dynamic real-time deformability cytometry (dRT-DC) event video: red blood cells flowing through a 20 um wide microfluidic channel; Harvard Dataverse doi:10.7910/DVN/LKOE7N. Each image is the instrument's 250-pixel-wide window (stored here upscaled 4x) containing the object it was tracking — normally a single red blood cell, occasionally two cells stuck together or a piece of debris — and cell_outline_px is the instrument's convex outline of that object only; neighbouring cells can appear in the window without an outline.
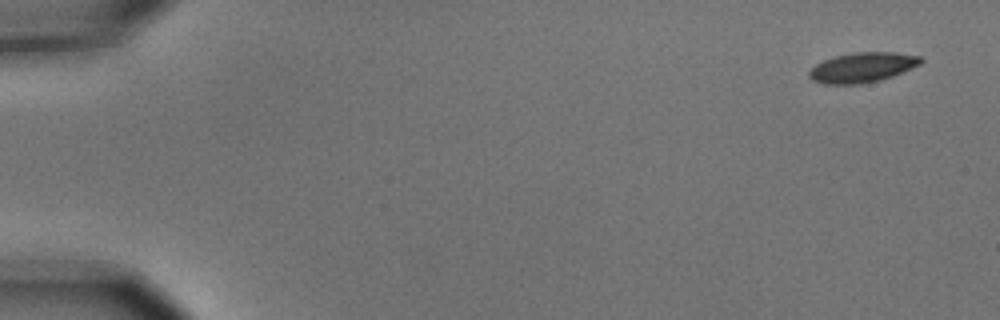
{"species": "common noctule bat (a hibernating species)", "species_latin": "Nyctalus noctula", "temperature_condition": "cold", "stored_images_in_passage": 5, "camera_frame_rate_fps": 3000, "um_per_image_px": 0.085, "animal": {"sex": "male", "body_mass_g": 15.6}, "frame": {"image": 1, "passage_image": 1, "time_ms": 0.0, "image_size_px": [1000, 320], "cell_outline_px": [[924, 60], [920, 64], [912, 68], [892, 76], [880, 80], [860, 84], [824, 84], [812, 80], [808, 76], [808, 72], [816, 64], [824, 60], [836, 56], [852, 52], [896, 52], [924, 56]], "centroid_in_image_um": [73.33, 5.72], "position_along_channel_um": 11.7, "area_um2": 19.59}}
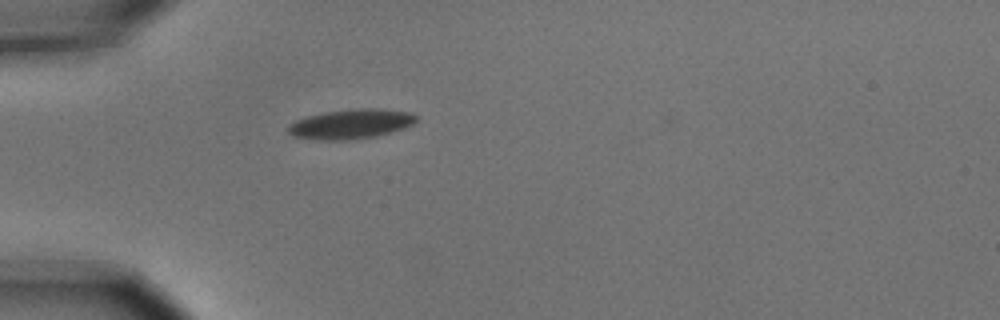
{"frame": {"image": 2, "passage_image": 5, "time_ms": 1.333, "image_size_px": [1000, 320], "cell_outline_px": [[416, 120], [412, 124], [404, 128], [376, 136], [348, 140], [316, 140], [292, 136], [288, 132], [288, 124], [296, 120], [308, 116], [328, 112], [352, 108], [380, 108], [412, 112], [416, 116]], "centroid_in_image_um": [29.82, 10.54], "position_along_channel_um": 55.2, "area_um2": 22.2}}